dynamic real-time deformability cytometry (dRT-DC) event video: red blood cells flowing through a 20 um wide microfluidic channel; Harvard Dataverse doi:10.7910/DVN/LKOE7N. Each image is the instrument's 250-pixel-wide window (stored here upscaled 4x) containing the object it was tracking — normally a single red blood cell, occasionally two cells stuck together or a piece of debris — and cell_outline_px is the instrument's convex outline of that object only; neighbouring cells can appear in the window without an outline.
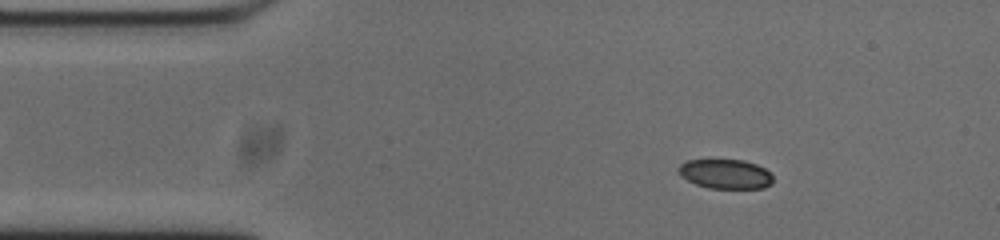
{"species": "common noctule bat (a hibernating species)", "species_latin": "Nyctalus noctula", "temperature_condition": "cold", "stored_images_in_passage": 53, "camera_frame_rate_fps": 3000, "um_per_image_px": 0.085, "animal": {"sex": "male", "body_mass_g": 20.0, "forearm_length_mm": 53.3}, "frame": {"image": 1, "passage_image": 7, "time_ms": 2.0, "image_size_px": [1000, 240], "cell_outline_px": [[772, 184], [764, 188], [708, 188], [696, 184], [680, 176], [676, 168], [680, 164], [688, 160], [744, 160], [756, 164], [772, 172]], "centroid_in_image_um": [61.67, 14.79], "position_along_channel_um": 23.3, "area_um2": 16.36}}
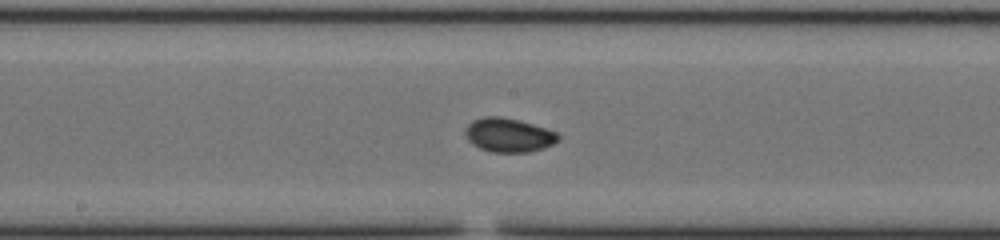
{"frame": {"image": 2, "passage_image": 26, "time_ms": 8.333, "image_size_px": [1000, 240], "cell_outline_px": [[560, 140], [544, 148], [528, 152], [492, 152], [480, 148], [472, 144], [468, 140], [464, 132], [464, 128], [472, 120], [484, 116], [500, 116], [520, 120], [556, 132], [560, 136]], "centroid_in_image_um": [43.21, 11.47], "position_along_channel_um": 205.0, "area_um2": 18.5}}
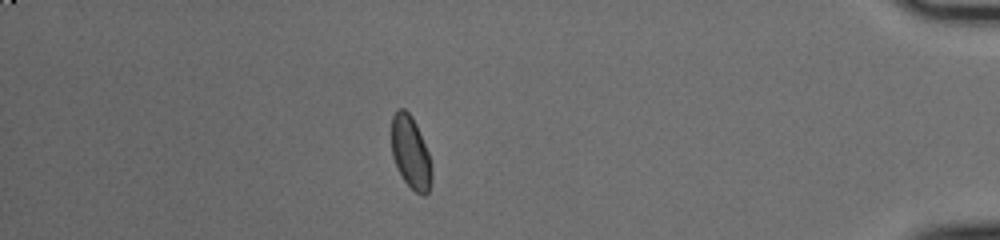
{"frame": {"image": 3, "passage_image": 46, "time_ms": 15.0, "image_size_px": [1000, 240], "cell_outline_px": [[432, 180], [428, 192], [424, 196], [420, 196], [404, 180], [392, 156], [392, 116], [400, 108], [404, 108], [412, 116], [416, 124], [428, 152], [432, 176]], "centroid_in_image_um": [34.91, 12.97], "position_along_channel_um": 400.3, "area_um2": 16.7}, "authors_computed_cell_mechanics": {"area_um2": 17.2244, "velocity_mm_per_s": 3.7212, "shape_relaxation_time_tau1_ms": 6.643, "shape_relaxation_time_tau2_ms": 1.3775, "deformation_change_tau1": 0.1258, "deformation_change_tau2": 0.0362}}